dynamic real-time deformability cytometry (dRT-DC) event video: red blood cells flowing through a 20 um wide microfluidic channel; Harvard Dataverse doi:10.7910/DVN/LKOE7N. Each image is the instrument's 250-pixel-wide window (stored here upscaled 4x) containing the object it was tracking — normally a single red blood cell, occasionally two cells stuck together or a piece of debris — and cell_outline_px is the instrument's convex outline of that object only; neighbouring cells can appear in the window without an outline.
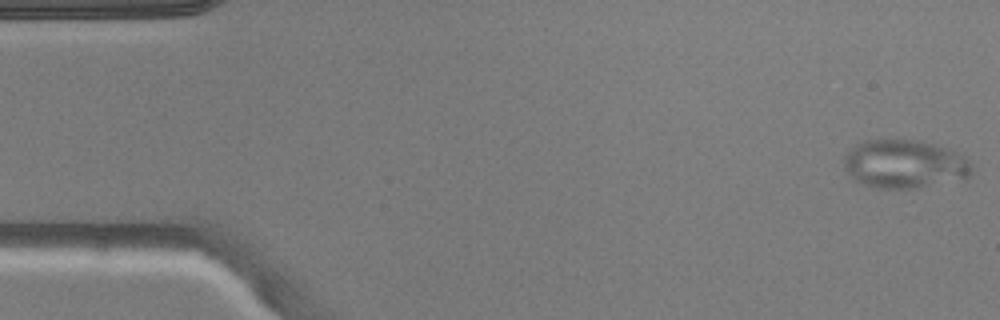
{"species": "common noctule bat (a hibernating species)", "species_latin": "Nyctalus noctula", "temperature_condition": "warm", "stored_images_in_passage": 5, "camera_frame_rate_fps": 3000, "um_per_image_px": 0.085, "animal": {"sex": "male", "body_mass_g": 20.5, "forearm_length_mm": 52.5}, "frame": {"image": 1, "passage_image": 1, "time_ms": 0.0, "image_size_px": [1000, 320], "cell_outline_px": [[972, 176], [968, 180], [916, 188], [876, 188], [864, 184], [856, 180], [844, 168], [844, 156], [856, 144], [864, 140], [920, 140], [936, 144], [948, 148], [964, 156], [972, 164]], "centroid_in_image_um": [76.97, 13.96], "position_along_channel_um": 8.0, "area_um2": 36.59}}